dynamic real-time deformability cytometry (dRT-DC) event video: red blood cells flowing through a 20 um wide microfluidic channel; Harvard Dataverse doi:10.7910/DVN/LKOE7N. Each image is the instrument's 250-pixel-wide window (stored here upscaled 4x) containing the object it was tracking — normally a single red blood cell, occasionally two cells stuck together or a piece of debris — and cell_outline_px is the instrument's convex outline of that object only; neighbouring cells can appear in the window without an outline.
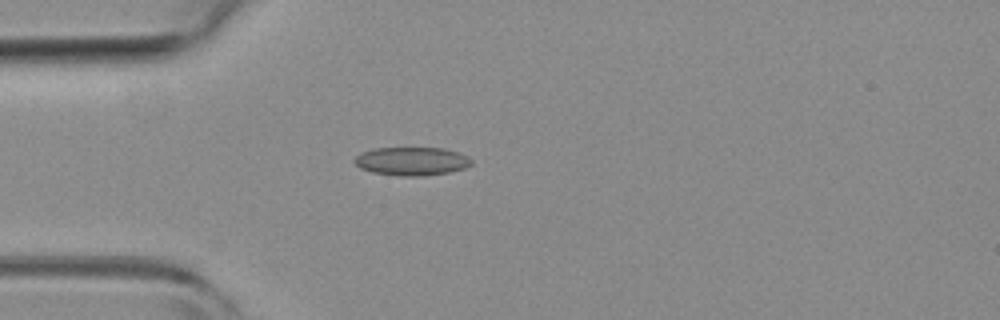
{"species": "common noctule bat (a hibernating species)", "species_latin": "Nyctalus noctula", "temperature_condition": "room temperature", "stored_images_in_passage": 2, "camera_frame_rate_fps": 3000, "um_per_image_px": 0.085, "animal": {"sex": "female", "body_mass_g": 19.3, "forearm_length_mm": 54.1}, "frame": {"image": 1, "passage_image": 2, "time_ms": 0.333, "image_size_px": [1000, 320], "cell_outline_px": [[472, 164], [464, 168], [448, 172], [424, 176], [400, 176], [372, 172], [360, 168], [352, 160], [360, 152], [372, 148], [444, 148], [460, 152], [468, 156], [472, 160]], "centroid_in_image_um": [34.99, 13.69], "position_along_channel_um": 50.0, "area_um2": 19.54}}